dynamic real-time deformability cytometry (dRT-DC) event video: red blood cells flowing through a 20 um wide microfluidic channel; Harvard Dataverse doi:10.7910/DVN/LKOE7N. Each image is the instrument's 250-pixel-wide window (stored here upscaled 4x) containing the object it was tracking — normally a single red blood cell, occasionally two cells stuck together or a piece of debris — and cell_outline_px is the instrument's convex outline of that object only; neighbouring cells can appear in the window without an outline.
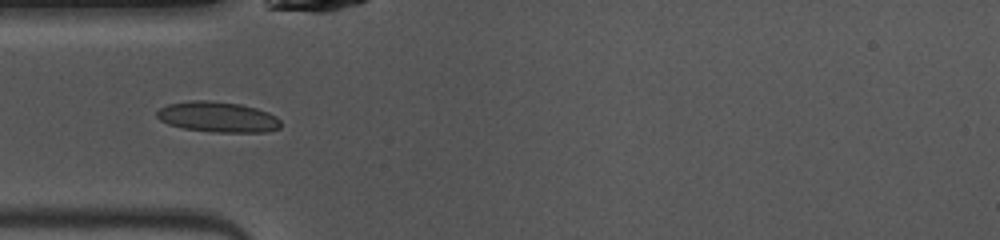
{"species": "common noctule bat (a hibernating species)", "species_latin": "Nyctalus noctula", "temperature_condition": "warm", "stored_images_in_passage": 35, "camera_frame_rate_fps": 3000, "um_per_image_px": 0.085, "animal": {"sex": "female", "body_mass_g": 10.0, "forearm_length_mm": 53.1}, "frame": {"image": 1, "passage_image": 1, "time_ms": 0.0, "image_size_px": [1000, 240], "cell_outline_px": [[280, 128], [268, 132], [212, 132], [184, 128], [168, 124], [160, 120], [156, 116], [156, 112], [160, 108], [168, 104], [192, 100], [208, 100], [240, 104], [256, 108], [268, 112], [276, 116], [280, 120]], "centroid_in_image_um": [18.51, 9.94], "position_along_channel_um": 66.5, "area_um2": 22.08}}
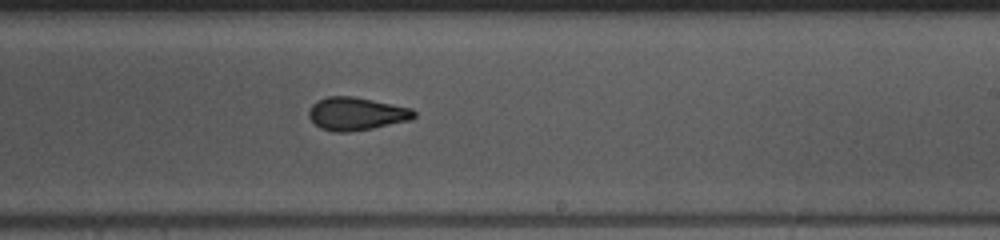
{"frame": {"image": 2, "passage_image": 15, "time_ms": 4.667, "image_size_px": [1000, 240], "cell_outline_px": [[416, 116], [412, 120], [372, 128], [348, 132], [336, 132], [320, 128], [308, 116], [308, 112], [312, 104], [316, 100], [328, 96], [352, 96], [412, 108], [416, 112]], "centroid_in_image_um": [30.29, 9.66], "position_along_channel_um": 258.7, "area_um2": 20.23}}
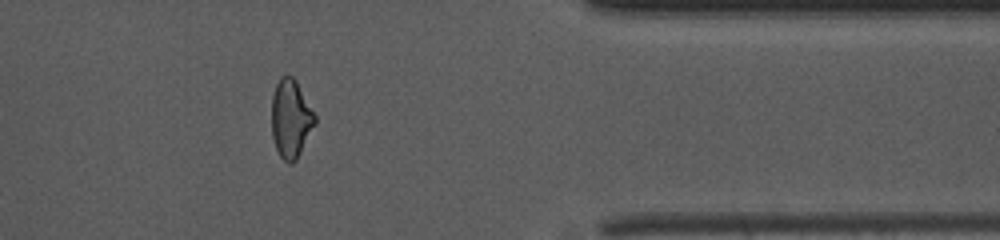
{"frame": {"image": 3, "passage_image": 26, "time_ms": 8.333, "image_size_px": [1000, 240], "cell_outline_px": [[316, 124], [296, 160], [292, 164], [288, 164], [280, 156], [276, 148], [272, 136], [272, 96], [276, 84], [280, 76], [292, 76], [296, 80], [316, 116]], "centroid_in_image_um": [24.72, 10.1], "position_along_channel_um": 386.7, "area_um2": 19.77}}